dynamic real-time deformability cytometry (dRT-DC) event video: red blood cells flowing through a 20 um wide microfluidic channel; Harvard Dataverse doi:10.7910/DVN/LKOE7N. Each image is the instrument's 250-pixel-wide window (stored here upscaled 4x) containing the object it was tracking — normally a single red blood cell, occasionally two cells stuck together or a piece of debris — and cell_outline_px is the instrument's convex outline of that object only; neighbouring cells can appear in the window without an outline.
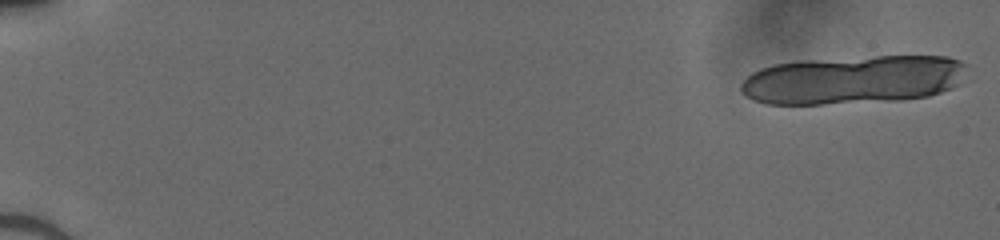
{"species": "human", "species_latin": "Homo sapiens", "temperature_condition": "cold", "stored_images_in_passage": 22, "camera_frame_rate_fps": 3000, "um_per_image_px": 0.085, "donor": {"sex": "male"}, "frame": {"image": 1, "passage_image": 1, "time_ms": 0.0, "image_size_px": [1000, 240], "cell_outline_px": [[964, 64], [960, 84], [952, 88], [928, 96], [900, 100], [820, 104], [768, 104], [752, 100], [740, 92], [740, 84], [752, 72], [760, 68], [772, 64], [796, 60], [876, 56], [948, 56], [960, 60]], "centroid_in_image_um": [72.46, 6.77], "position_along_channel_um": 12.5, "area_um2": 64.27}}
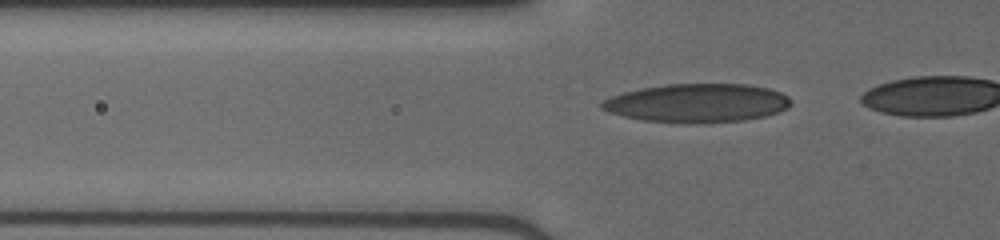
{"frame": {"image": 2, "passage_image": 16, "time_ms": 5.0, "image_size_px": [1000, 240], "cell_outline_px": [[792, 104], [788, 108], [764, 116], [744, 120], [704, 124], [684, 124], [644, 120], [624, 116], [608, 112], [600, 108], [600, 104], [604, 100], [612, 96], [624, 92], [644, 88], [668, 84], [748, 84], [768, 88], [780, 92], [788, 96], [792, 100]], "centroid_in_image_um": [59.29, 8.77], "position_along_channel_um": 66.5, "area_um2": 42.83}}
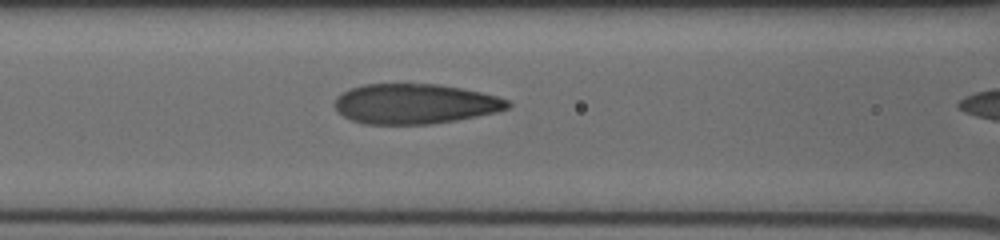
{"frame": {"image": 3, "passage_image": 21, "time_ms": 6.667, "image_size_px": [1000, 240], "cell_outline_px": [[512, 104], [508, 108], [496, 112], [456, 120], [432, 124], [364, 124], [352, 120], [344, 116], [336, 108], [336, 96], [348, 88], [364, 84], [436, 84], [460, 88], [480, 92], [496, 96], [508, 100]], "centroid_in_image_um": [35.26, 8.82], "position_along_channel_um": 131.3, "area_um2": 40.23}}